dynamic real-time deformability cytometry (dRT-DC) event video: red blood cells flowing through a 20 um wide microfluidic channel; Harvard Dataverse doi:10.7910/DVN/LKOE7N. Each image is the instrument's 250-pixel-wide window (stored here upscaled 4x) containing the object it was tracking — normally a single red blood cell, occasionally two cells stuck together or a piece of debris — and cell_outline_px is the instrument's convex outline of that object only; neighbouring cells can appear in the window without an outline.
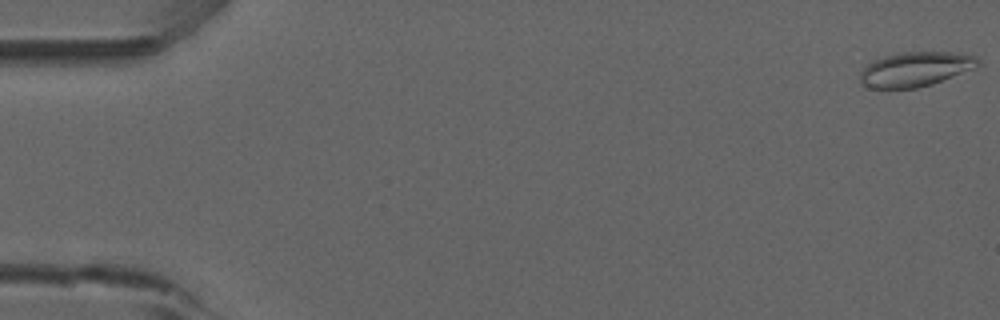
{"species": "common noctule bat (a hibernating species)", "species_latin": "Nyctalus noctula", "temperature_condition": "room temperature", "stored_images_in_passage": 53, "camera_frame_rate_fps": 3000, "um_per_image_px": 0.085, "animal": {"sex": "male", "forearm_length_mm": 52.5}, "frame": {"image": 1, "passage_image": 1, "time_ms": 0.0, "image_size_px": [1000, 320], "cell_outline_px": [[980, 64], [972, 68], [932, 84], [916, 88], [868, 88], [860, 80], [860, 72], [872, 60], [884, 56], [900, 52], [952, 52], [976, 56], [980, 60]], "centroid_in_image_um": [77.78, 5.87], "position_along_channel_um": 7.2, "area_um2": 23.52}}
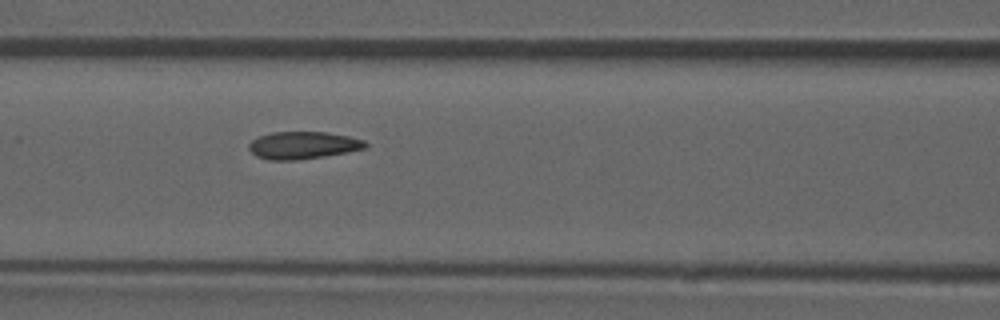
{"frame": {"image": 2, "passage_image": 23, "time_ms": 7.333, "image_size_px": [1000, 320], "cell_outline_px": [[368, 148], [348, 152], [324, 156], [296, 160], [268, 160], [256, 156], [248, 148], [248, 144], [252, 140], [260, 136], [272, 132], [324, 132], [348, 136], [364, 140], [368, 144]], "centroid_in_image_um": [25.76, 12.35], "position_along_channel_um": 140.8, "area_um2": 18.61}}
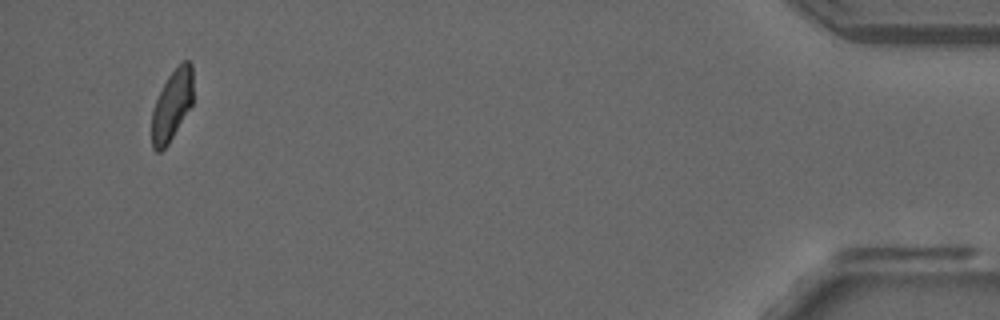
{"frame": {"image": 3, "passage_image": 51, "time_ms": 16.667, "image_size_px": [1000, 320], "cell_outline_px": [[192, 104], [168, 144], [160, 152], [156, 152], [152, 148], [152, 108], [168, 76], [184, 60], [188, 60], [192, 64]], "centroid_in_image_um": [14.6, 8.96], "position_along_channel_um": 420.6, "area_um2": 16.76}, "authors_computed_cell_mechanics": {"area_um2": 18.6116, "velocity_mm_per_s": 3.8545, "shape_relaxation_time_tau1_ms": null, "shape_relaxation_time_tau2_ms": 1.4934, "deformation_change_tau1": null, "deformation_change_tau2": 0.0868}}